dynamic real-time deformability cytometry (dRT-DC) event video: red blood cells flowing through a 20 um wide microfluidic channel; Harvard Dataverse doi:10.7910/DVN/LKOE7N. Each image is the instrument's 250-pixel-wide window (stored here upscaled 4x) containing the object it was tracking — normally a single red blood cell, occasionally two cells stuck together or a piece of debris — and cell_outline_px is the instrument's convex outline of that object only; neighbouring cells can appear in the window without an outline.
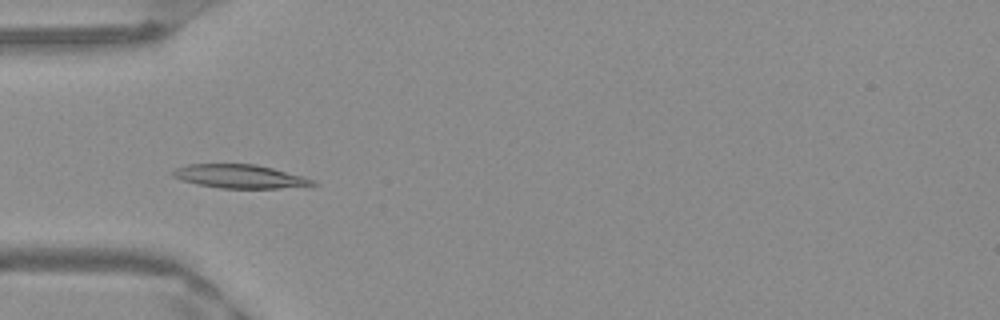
{"species": "Egyptian fruit bat (a non-hibernating species)", "species_latin": "Rousettus aegyptiacus", "temperature_condition": "warm", "stored_images_in_passage": 51, "camera_frame_rate_fps": 3000, "um_per_image_px": 0.085, "frame": {"image": 1, "passage_image": 16, "time_ms": 5.0, "image_size_px": [1000, 320], "cell_outline_px": [[320, 184], [312, 188], [220, 188], [196, 184], [172, 176], [172, 172], [176, 168], [188, 164], [256, 164], [304, 176]], "centroid_in_image_um": [20.51, 15.01], "position_along_channel_um": 64.5, "area_um2": 19.54}}
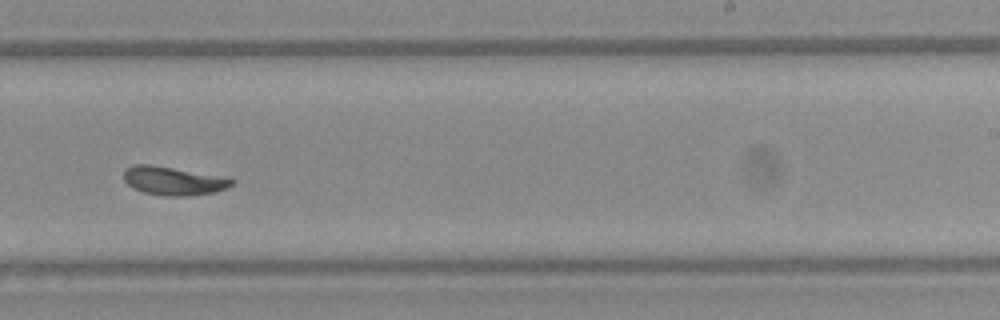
{"frame": {"image": 2, "passage_image": 32, "time_ms": 10.333, "image_size_px": [1000, 320], "cell_outline_px": [[236, 184], [212, 192], [184, 196], [164, 196], [144, 192], [132, 188], [124, 180], [124, 168], [132, 164], [152, 164], [236, 180]], "centroid_in_image_um": [14.65, 15.37], "position_along_channel_um": 274.4, "area_um2": 17.63}}
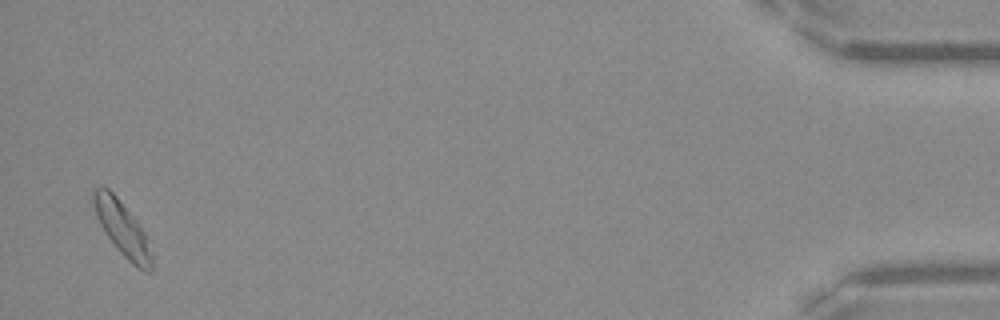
{"frame": {"image": 3, "passage_image": 50, "time_ms": 16.333, "image_size_px": [1000, 320], "cell_outline_px": [[152, 272], [144, 272], [132, 264], [120, 252], [108, 236], [100, 224], [96, 216], [92, 200], [92, 192], [96, 188], [108, 188], [116, 196], [144, 232], [152, 256]], "centroid_in_image_um": [10.39, 19.46], "position_along_channel_um": 424.8, "area_um2": 17.86}, "authors_computed_cell_mechanics": {"area_um2": 18.1492, "velocity_mm_per_s": 3.9475, "shape_relaxation_time_tau1_ms": 3.9934, "shape_relaxation_time_tau2_ms": 3.6583, "deformation_change_tau1": 0.1353, "deformation_change_tau2": 0.0811}}